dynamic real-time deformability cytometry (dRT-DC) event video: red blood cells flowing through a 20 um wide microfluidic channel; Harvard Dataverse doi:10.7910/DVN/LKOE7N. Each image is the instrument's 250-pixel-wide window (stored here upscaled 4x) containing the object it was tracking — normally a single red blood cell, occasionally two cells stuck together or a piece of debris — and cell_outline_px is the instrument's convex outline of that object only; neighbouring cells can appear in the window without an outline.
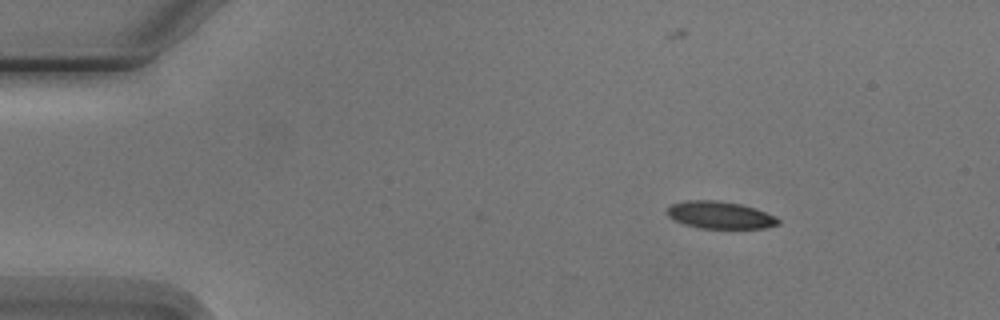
{"species": "Egyptian fruit bat (a non-hibernating species)", "species_latin": "Rousettus aegyptiacus", "temperature_condition": "cold", "stored_images_in_passage": 4, "camera_frame_rate_fps": 3000, "um_per_image_px": 0.085, "animal": {"sex": "male"}, "frame": {"image": 1, "passage_image": 1, "time_ms": 0.0, "image_size_px": [1000, 320], "cell_outline_px": [[780, 224], [764, 228], [700, 228], [684, 224], [672, 220], [668, 216], [668, 208], [672, 204], [688, 200], [716, 200], [740, 204], [756, 208], [776, 216], [780, 220]], "centroid_in_image_um": [61.22, 18.28], "position_along_channel_um": 23.8, "area_um2": 17.69}}
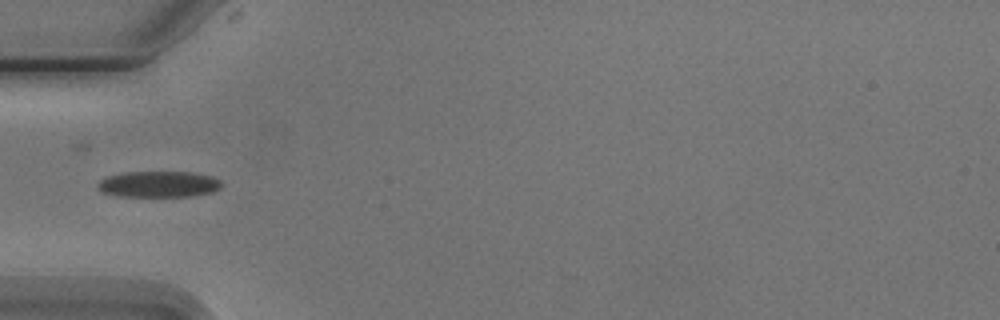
{"frame": {"image": 2, "passage_image": 4, "time_ms": 3.333, "image_size_px": [1000, 320], "cell_outline_px": [[220, 188], [212, 192], [192, 196], [116, 196], [100, 192], [96, 188], [96, 184], [100, 180], [108, 176], [124, 172], [188, 172], [212, 176], [220, 180]], "centroid_in_image_um": [13.43, 15.66], "position_along_channel_um": 71.6, "area_um2": 18.9}}